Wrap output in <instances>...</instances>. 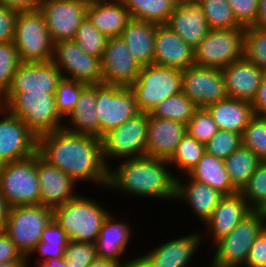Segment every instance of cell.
I'll use <instances>...</instances> for the list:
<instances>
[{
  "instance_id": "obj_1",
  "label": "cell",
  "mask_w": 266,
  "mask_h": 267,
  "mask_svg": "<svg viewBox=\"0 0 266 267\" xmlns=\"http://www.w3.org/2000/svg\"><path fill=\"white\" fill-rule=\"evenodd\" d=\"M37 152L75 182H90L106 191L108 167L102 153L101 138L66 129L56 130L38 138Z\"/></svg>"
},
{
  "instance_id": "obj_2",
  "label": "cell",
  "mask_w": 266,
  "mask_h": 267,
  "mask_svg": "<svg viewBox=\"0 0 266 267\" xmlns=\"http://www.w3.org/2000/svg\"><path fill=\"white\" fill-rule=\"evenodd\" d=\"M118 163L108 168L107 190L125 197L174 201L176 177L168 160L144 156Z\"/></svg>"
},
{
  "instance_id": "obj_3",
  "label": "cell",
  "mask_w": 266,
  "mask_h": 267,
  "mask_svg": "<svg viewBox=\"0 0 266 267\" xmlns=\"http://www.w3.org/2000/svg\"><path fill=\"white\" fill-rule=\"evenodd\" d=\"M79 194L53 209V219L70 241L96 244L102 224L111 213L90 196ZM102 205V206H101Z\"/></svg>"
},
{
  "instance_id": "obj_4",
  "label": "cell",
  "mask_w": 266,
  "mask_h": 267,
  "mask_svg": "<svg viewBox=\"0 0 266 267\" xmlns=\"http://www.w3.org/2000/svg\"><path fill=\"white\" fill-rule=\"evenodd\" d=\"M4 103L37 138L64 127V119L56 109L55 93L6 92Z\"/></svg>"
},
{
  "instance_id": "obj_5",
  "label": "cell",
  "mask_w": 266,
  "mask_h": 267,
  "mask_svg": "<svg viewBox=\"0 0 266 267\" xmlns=\"http://www.w3.org/2000/svg\"><path fill=\"white\" fill-rule=\"evenodd\" d=\"M266 227L265 211H252L211 248V267H243L256 238Z\"/></svg>"
},
{
  "instance_id": "obj_6",
  "label": "cell",
  "mask_w": 266,
  "mask_h": 267,
  "mask_svg": "<svg viewBox=\"0 0 266 267\" xmlns=\"http://www.w3.org/2000/svg\"><path fill=\"white\" fill-rule=\"evenodd\" d=\"M129 88L140 112L149 113L164 99L182 93V71L156 64L144 66Z\"/></svg>"
},
{
  "instance_id": "obj_7",
  "label": "cell",
  "mask_w": 266,
  "mask_h": 267,
  "mask_svg": "<svg viewBox=\"0 0 266 267\" xmlns=\"http://www.w3.org/2000/svg\"><path fill=\"white\" fill-rule=\"evenodd\" d=\"M0 193L10 207L40 205L37 153L0 165Z\"/></svg>"
},
{
  "instance_id": "obj_8",
  "label": "cell",
  "mask_w": 266,
  "mask_h": 267,
  "mask_svg": "<svg viewBox=\"0 0 266 267\" xmlns=\"http://www.w3.org/2000/svg\"><path fill=\"white\" fill-rule=\"evenodd\" d=\"M148 113L140 112L101 137L102 153L109 168L117 160L146 156Z\"/></svg>"
},
{
  "instance_id": "obj_9",
  "label": "cell",
  "mask_w": 266,
  "mask_h": 267,
  "mask_svg": "<svg viewBox=\"0 0 266 267\" xmlns=\"http://www.w3.org/2000/svg\"><path fill=\"white\" fill-rule=\"evenodd\" d=\"M13 42L21 62L52 61L54 43L39 9L18 12Z\"/></svg>"
},
{
  "instance_id": "obj_10",
  "label": "cell",
  "mask_w": 266,
  "mask_h": 267,
  "mask_svg": "<svg viewBox=\"0 0 266 267\" xmlns=\"http://www.w3.org/2000/svg\"><path fill=\"white\" fill-rule=\"evenodd\" d=\"M52 219L53 209L43 205L10 207L4 232L27 258L40 242L42 232Z\"/></svg>"
},
{
  "instance_id": "obj_11",
  "label": "cell",
  "mask_w": 266,
  "mask_h": 267,
  "mask_svg": "<svg viewBox=\"0 0 266 267\" xmlns=\"http://www.w3.org/2000/svg\"><path fill=\"white\" fill-rule=\"evenodd\" d=\"M246 28L210 29L207 36L194 49V65L222 69L244 58Z\"/></svg>"
},
{
  "instance_id": "obj_12",
  "label": "cell",
  "mask_w": 266,
  "mask_h": 267,
  "mask_svg": "<svg viewBox=\"0 0 266 267\" xmlns=\"http://www.w3.org/2000/svg\"><path fill=\"white\" fill-rule=\"evenodd\" d=\"M96 107L100 121V138L140 113L129 87L96 84Z\"/></svg>"
},
{
  "instance_id": "obj_13",
  "label": "cell",
  "mask_w": 266,
  "mask_h": 267,
  "mask_svg": "<svg viewBox=\"0 0 266 267\" xmlns=\"http://www.w3.org/2000/svg\"><path fill=\"white\" fill-rule=\"evenodd\" d=\"M52 62L63 78L87 85L102 83L101 59L86 54L74 40L54 43Z\"/></svg>"
},
{
  "instance_id": "obj_14",
  "label": "cell",
  "mask_w": 266,
  "mask_h": 267,
  "mask_svg": "<svg viewBox=\"0 0 266 267\" xmlns=\"http://www.w3.org/2000/svg\"><path fill=\"white\" fill-rule=\"evenodd\" d=\"M188 233L179 235L178 238L174 236L168 241L166 239L146 253L140 251L137 262L142 267H193L191 263L195 259V253L200 252L203 240L200 229Z\"/></svg>"
},
{
  "instance_id": "obj_15",
  "label": "cell",
  "mask_w": 266,
  "mask_h": 267,
  "mask_svg": "<svg viewBox=\"0 0 266 267\" xmlns=\"http://www.w3.org/2000/svg\"><path fill=\"white\" fill-rule=\"evenodd\" d=\"M38 138L25 123L5 107L0 109V165L37 153Z\"/></svg>"
},
{
  "instance_id": "obj_16",
  "label": "cell",
  "mask_w": 266,
  "mask_h": 267,
  "mask_svg": "<svg viewBox=\"0 0 266 267\" xmlns=\"http://www.w3.org/2000/svg\"><path fill=\"white\" fill-rule=\"evenodd\" d=\"M88 4L79 0H41L39 11L53 43L73 40L81 22L86 17Z\"/></svg>"
},
{
  "instance_id": "obj_17",
  "label": "cell",
  "mask_w": 266,
  "mask_h": 267,
  "mask_svg": "<svg viewBox=\"0 0 266 267\" xmlns=\"http://www.w3.org/2000/svg\"><path fill=\"white\" fill-rule=\"evenodd\" d=\"M182 93L197 108H206L228 97L222 70L196 65L182 71Z\"/></svg>"
},
{
  "instance_id": "obj_18",
  "label": "cell",
  "mask_w": 266,
  "mask_h": 267,
  "mask_svg": "<svg viewBox=\"0 0 266 267\" xmlns=\"http://www.w3.org/2000/svg\"><path fill=\"white\" fill-rule=\"evenodd\" d=\"M101 68L102 83L130 87L136 81L141 66L119 36L108 38L101 58Z\"/></svg>"
},
{
  "instance_id": "obj_19",
  "label": "cell",
  "mask_w": 266,
  "mask_h": 267,
  "mask_svg": "<svg viewBox=\"0 0 266 267\" xmlns=\"http://www.w3.org/2000/svg\"><path fill=\"white\" fill-rule=\"evenodd\" d=\"M115 216L111 212L102 224L96 241L97 257L122 263L126 267H133L138 256L133 254L134 257L129 258L126 251L130 249L128 246H130L131 239L134 236L133 229L135 227L131 226L130 221H121ZM126 257H128V260Z\"/></svg>"
},
{
  "instance_id": "obj_20",
  "label": "cell",
  "mask_w": 266,
  "mask_h": 267,
  "mask_svg": "<svg viewBox=\"0 0 266 267\" xmlns=\"http://www.w3.org/2000/svg\"><path fill=\"white\" fill-rule=\"evenodd\" d=\"M252 211L240 192L224 195L211 217L204 223L206 232L200 230L203 246L204 240L210 239L212 246L217 240L227 236Z\"/></svg>"
},
{
  "instance_id": "obj_21",
  "label": "cell",
  "mask_w": 266,
  "mask_h": 267,
  "mask_svg": "<svg viewBox=\"0 0 266 267\" xmlns=\"http://www.w3.org/2000/svg\"><path fill=\"white\" fill-rule=\"evenodd\" d=\"M37 175L40 187V205L56 208L75 198L77 182L59 168L50 165L37 152Z\"/></svg>"
},
{
  "instance_id": "obj_22",
  "label": "cell",
  "mask_w": 266,
  "mask_h": 267,
  "mask_svg": "<svg viewBox=\"0 0 266 267\" xmlns=\"http://www.w3.org/2000/svg\"><path fill=\"white\" fill-rule=\"evenodd\" d=\"M61 71L52 62H21L6 92L56 93Z\"/></svg>"
},
{
  "instance_id": "obj_23",
  "label": "cell",
  "mask_w": 266,
  "mask_h": 267,
  "mask_svg": "<svg viewBox=\"0 0 266 267\" xmlns=\"http://www.w3.org/2000/svg\"><path fill=\"white\" fill-rule=\"evenodd\" d=\"M223 196L211 186L199 183L187 174L176 177L174 201L184 203L190 208V211L193 209V215L197 217L195 219H198L203 226Z\"/></svg>"
},
{
  "instance_id": "obj_24",
  "label": "cell",
  "mask_w": 266,
  "mask_h": 267,
  "mask_svg": "<svg viewBox=\"0 0 266 267\" xmlns=\"http://www.w3.org/2000/svg\"><path fill=\"white\" fill-rule=\"evenodd\" d=\"M165 25L193 49L200 44L210 30L207 18L198 1L178 3Z\"/></svg>"
},
{
  "instance_id": "obj_25",
  "label": "cell",
  "mask_w": 266,
  "mask_h": 267,
  "mask_svg": "<svg viewBox=\"0 0 266 267\" xmlns=\"http://www.w3.org/2000/svg\"><path fill=\"white\" fill-rule=\"evenodd\" d=\"M154 64L180 71L194 65V49L165 24L155 31Z\"/></svg>"
},
{
  "instance_id": "obj_26",
  "label": "cell",
  "mask_w": 266,
  "mask_h": 267,
  "mask_svg": "<svg viewBox=\"0 0 266 267\" xmlns=\"http://www.w3.org/2000/svg\"><path fill=\"white\" fill-rule=\"evenodd\" d=\"M185 134L186 125L184 123L148 114L146 156L169 160Z\"/></svg>"
},
{
  "instance_id": "obj_27",
  "label": "cell",
  "mask_w": 266,
  "mask_h": 267,
  "mask_svg": "<svg viewBox=\"0 0 266 267\" xmlns=\"http://www.w3.org/2000/svg\"><path fill=\"white\" fill-rule=\"evenodd\" d=\"M221 70L227 96L252 103L256 98L264 72L245 58L236 60Z\"/></svg>"
},
{
  "instance_id": "obj_28",
  "label": "cell",
  "mask_w": 266,
  "mask_h": 267,
  "mask_svg": "<svg viewBox=\"0 0 266 267\" xmlns=\"http://www.w3.org/2000/svg\"><path fill=\"white\" fill-rule=\"evenodd\" d=\"M86 17L107 38L119 37L132 19L122 0L88 4Z\"/></svg>"
},
{
  "instance_id": "obj_29",
  "label": "cell",
  "mask_w": 266,
  "mask_h": 267,
  "mask_svg": "<svg viewBox=\"0 0 266 267\" xmlns=\"http://www.w3.org/2000/svg\"><path fill=\"white\" fill-rule=\"evenodd\" d=\"M156 28L155 23L131 19L122 31L121 38L141 67L154 64Z\"/></svg>"
},
{
  "instance_id": "obj_30",
  "label": "cell",
  "mask_w": 266,
  "mask_h": 267,
  "mask_svg": "<svg viewBox=\"0 0 266 267\" xmlns=\"http://www.w3.org/2000/svg\"><path fill=\"white\" fill-rule=\"evenodd\" d=\"M63 128L73 133L94 135L100 138V121L96 107V85H88L81 92L76 107L64 120Z\"/></svg>"
},
{
  "instance_id": "obj_31",
  "label": "cell",
  "mask_w": 266,
  "mask_h": 267,
  "mask_svg": "<svg viewBox=\"0 0 266 267\" xmlns=\"http://www.w3.org/2000/svg\"><path fill=\"white\" fill-rule=\"evenodd\" d=\"M206 109L219 129L232 131L241 136L254 116L251 102L229 97L209 105Z\"/></svg>"
},
{
  "instance_id": "obj_32",
  "label": "cell",
  "mask_w": 266,
  "mask_h": 267,
  "mask_svg": "<svg viewBox=\"0 0 266 267\" xmlns=\"http://www.w3.org/2000/svg\"><path fill=\"white\" fill-rule=\"evenodd\" d=\"M187 175L199 183L211 186L223 195L238 192L231 184L224 160L208 154L206 151Z\"/></svg>"
},
{
  "instance_id": "obj_33",
  "label": "cell",
  "mask_w": 266,
  "mask_h": 267,
  "mask_svg": "<svg viewBox=\"0 0 266 267\" xmlns=\"http://www.w3.org/2000/svg\"><path fill=\"white\" fill-rule=\"evenodd\" d=\"M260 162L261 160L242 144L224 160L231 184L238 192L249 181Z\"/></svg>"
},
{
  "instance_id": "obj_34",
  "label": "cell",
  "mask_w": 266,
  "mask_h": 267,
  "mask_svg": "<svg viewBox=\"0 0 266 267\" xmlns=\"http://www.w3.org/2000/svg\"><path fill=\"white\" fill-rule=\"evenodd\" d=\"M67 233L60 227L56 220L52 219L42 232L40 242L37 243L31 254L27 257L30 260L33 254L39 259L34 264H42L49 259L64 258L65 248L69 243ZM41 260V261H40Z\"/></svg>"
},
{
  "instance_id": "obj_35",
  "label": "cell",
  "mask_w": 266,
  "mask_h": 267,
  "mask_svg": "<svg viewBox=\"0 0 266 267\" xmlns=\"http://www.w3.org/2000/svg\"><path fill=\"white\" fill-rule=\"evenodd\" d=\"M131 18L152 22L158 25L166 24L175 10L177 0H122Z\"/></svg>"
},
{
  "instance_id": "obj_36",
  "label": "cell",
  "mask_w": 266,
  "mask_h": 267,
  "mask_svg": "<svg viewBox=\"0 0 266 267\" xmlns=\"http://www.w3.org/2000/svg\"><path fill=\"white\" fill-rule=\"evenodd\" d=\"M205 151V144L198 142L194 137L190 136L186 132V134L182 137L181 142L178 144L174 154L168 160V163L172 167L171 170L175 169L174 171H176H173V175L178 177L180 174H188V172L202 158ZM178 172L180 174H178Z\"/></svg>"
},
{
  "instance_id": "obj_37",
  "label": "cell",
  "mask_w": 266,
  "mask_h": 267,
  "mask_svg": "<svg viewBox=\"0 0 266 267\" xmlns=\"http://www.w3.org/2000/svg\"><path fill=\"white\" fill-rule=\"evenodd\" d=\"M196 109L197 106L185 94L179 93L164 99L148 114L187 125Z\"/></svg>"
},
{
  "instance_id": "obj_38",
  "label": "cell",
  "mask_w": 266,
  "mask_h": 267,
  "mask_svg": "<svg viewBox=\"0 0 266 267\" xmlns=\"http://www.w3.org/2000/svg\"><path fill=\"white\" fill-rule=\"evenodd\" d=\"M210 29H235L242 27L235 19L228 0H198Z\"/></svg>"
},
{
  "instance_id": "obj_39",
  "label": "cell",
  "mask_w": 266,
  "mask_h": 267,
  "mask_svg": "<svg viewBox=\"0 0 266 267\" xmlns=\"http://www.w3.org/2000/svg\"><path fill=\"white\" fill-rule=\"evenodd\" d=\"M253 211H266V161H261L240 191Z\"/></svg>"
},
{
  "instance_id": "obj_40",
  "label": "cell",
  "mask_w": 266,
  "mask_h": 267,
  "mask_svg": "<svg viewBox=\"0 0 266 267\" xmlns=\"http://www.w3.org/2000/svg\"><path fill=\"white\" fill-rule=\"evenodd\" d=\"M244 58L266 73V29L255 26L246 27Z\"/></svg>"
},
{
  "instance_id": "obj_41",
  "label": "cell",
  "mask_w": 266,
  "mask_h": 267,
  "mask_svg": "<svg viewBox=\"0 0 266 267\" xmlns=\"http://www.w3.org/2000/svg\"><path fill=\"white\" fill-rule=\"evenodd\" d=\"M73 40L86 54L101 59L108 38L98 31L85 17L78 27Z\"/></svg>"
},
{
  "instance_id": "obj_42",
  "label": "cell",
  "mask_w": 266,
  "mask_h": 267,
  "mask_svg": "<svg viewBox=\"0 0 266 267\" xmlns=\"http://www.w3.org/2000/svg\"><path fill=\"white\" fill-rule=\"evenodd\" d=\"M88 85L79 81L62 78L56 89L55 103L58 114L65 120L76 107L81 92Z\"/></svg>"
},
{
  "instance_id": "obj_43",
  "label": "cell",
  "mask_w": 266,
  "mask_h": 267,
  "mask_svg": "<svg viewBox=\"0 0 266 267\" xmlns=\"http://www.w3.org/2000/svg\"><path fill=\"white\" fill-rule=\"evenodd\" d=\"M241 138L242 145L249 148L261 161H266V117L254 115Z\"/></svg>"
},
{
  "instance_id": "obj_44",
  "label": "cell",
  "mask_w": 266,
  "mask_h": 267,
  "mask_svg": "<svg viewBox=\"0 0 266 267\" xmlns=\"http://www.w3.org/2000/svg\"><path fill=\"white\" fill-rule=\"evenodd\" d=\"M219 130L206 108H197L186 125V132L198 142L206 144Z\"/></svg>"
},
{
  "instance_id": "obj_45",
  "label": "cell",
  "mask_w": 266,
  "mask_h": 267,
  "mask_svg": "<svg viewBox=\"0 0 266 267\" xmlns=\"http://www.w3.org/2000/svg\"><path fill=\"white\" fill-rule=\"evenodd\" d=\"M20 63L14 42L0 43V92L3 95L9 89Z\"/></svg>"
},
{
  "instance_id": "obj_46",
  "label": "cell",
  "mask_w": 266,
  "mask_h": 267,
  "mask_svg": "<svg viewBox=\"0 0 266 267\" xmlns=\"http://www.w3.org/2000/svg\"><path fill=\"white\" fill-rule=\"evenodd\" d=\"M242 144L240 134L232 131L219 129L217 133L205 144L208 154L225 160Z\"/></svg>"
},
{
  "instance_id": "obj_47",
  "label": "cell",
  "mask_w": 266,
  "mask_h": 267,
  "mask_svg": "<svg viewBox=\"0 0 266 267\" xmlns=\"http://www.w3.org/2000/svg\"><path fill=\"white\" fill-rule=\"evenodd\" d=\"M97 257L96 244L69 241L64 260L69 267H89Z\"/></svg>"
},
{
  "instance_id": "obj_48",
  "label": "cell",
  "mask_w": 266,
  "mask_h": 267,
  "mask_svg": "<svg viewBox=\"0 0 266 267\" xmlns=\"http://www.w3.org/2000/svg\"><path fill=\"white\" fill-rule=\"evenodd\" d=\"M236 21L243 27L255 26L259 0H228Z\"/></svg>"
},
{
  "instance_id": "obj_49",
  "label": "cell",
  "mask_w": 266,
  "mask_h": 267,
  "mask_svg": "<svg viewBox=\"0 0 266 267\" xmlns=\"http://www.w3.org/2000/svg\"><path fill=\"white\" fill-rule=\"evenodd\" d=\"M18 12L0 3V43L13 42Z\"/></svg>"
},
{
  "instance_id": "obj_50",
  "label": "cell",
  "mask_w": 266,
  "mask_h": 267,
  "mask_svg": "<svg viewBox=\"0 0 266 267\" xmlns=\"http://www.w3.org/2000/svg\"><path fill=\"white\" fill-rule=\"evenodd\" d=\"M243 267H266V227L256 238Z\"/></svg>"
},
{
  "instance_id": "obj_51",
  "label": "cell",
  "mask_w": 266,
  "mask_h": 267,
  "mask_svg": "<svg viewBox=\"0 0 266 267\" xmlns=\"http://www.w3.org/2000/svg\"><path fill=\"white\" fill-rule=\"evenodd\" d=\"M25 259L5 232H0V264L6 262H24Z\"/></svg>"
},
{
  "instance_id": "obj_52",
  "label": "cell",
  "mask_w": 266,
  "mask_h": 267,
  "mask_svg": "<svg viewBox=\"0 0 266 267\" xmlns=\"http://www.w3.org/2000/svg\"><path fill=\"white\" fill-rule=\"evenodd\" d=\"M254 115L266 117V73L263 74L256 98L252 102Z\"/></svg>"
},
{
  "instance_id": "obj_53",
  "label": "cell",
  "mask_w": 266,
  "mask_h": 267,
  "mask_svg": "<svg viewBox=\"0 0 266 267\" xmlns=\"http://www.w3.org/2000/svg\"><path fill=\"white\" fill-rule=\"evenodd\" d=\"M41 0H0V3L17 12L34 11L39 9Z\"/></svg>"
},
{
  "instance_id": "obj_54",
  "label": "cell",
  "mask_w": 266,
  "mask_h": 267,
  "mask_svg": "<svg viewBox=\"0 0 266 267\" xmlns=\"http://www.w3.org/2000/svg\"><path fill=\"white\" fill-rule=\"evenodd\" d=\"M10 205L0 193V232H4L6 222L8 219Z\"/></svg>"
},
{
  "instance_id": "obj_55",
  "label": "cell",
  "mask_w": 266,
  "mask_h": 267,
  "mask_svg": "<svg viewBox=\"0 0 266 267\" xmlns=\"http://www.w3.org/2000/svg\"><path fill=\"white\" fill-rule=\"evenodd\" d=\"M255 27L266 29V0H259Z\"/></svg>"
},
{
  "instance_id": "obj_56",
  "label": "cell",
  "mask_w": 266,
  "mask_h": 267,
  "mask_svg": "<svg viewBox=\"0 0 266 267\" xmlns=\"http://www.w3.org/2000/svg\"><path fill=\"white\" fill-rule=\"evenodd\" d=\"M89 267H126L122 263L114 262L110 259L96 257Z\"/></svg>"
},
{
  "instance_id": "obj_57",
  "label": "cell",
  "mask_w": 266,
  "mask_h": 267,
  "mask_svg": "<svg viewBox=\"0 0 266 267\" xmlns=\"http://www.w3.org/2000/svg\"><path fill=\"white\" fill-rule=\"evenodd\" d=\"M43 267H69L64 258L49 259L41 264Z\"/></svg>"
},
{
  "instance_id": "obj_58",
  "label": "cell",
  "mask_w": 266,
  "mask_h": 267,
  "mask_svg": "<svg viewBox=\"0 0 266 267\" xmlns=\"http://www.w3.org/2000/svg\"><path fill=\"white\" fill-rule=\"evenodd\" d=\"M24 262H6L0 264V267H22Z\"/></svg>"
},
{
  "instance_id": "obj_59",
  "label": "cell",
  "mask_w": 266,
  "mask_h": 267,
  "mask_svg": "<svg viewBox=\"0 0 266 267\" xmlns=\"http://www.w3.org/2000/svg\"><path fill=\"white\" fill-rule=\"evenodd\" d=\"M29 260H28V258H26L25 260H24V263H23V266L22 267H43L41 264H35L34 266H33V264H31L30 265V261L28 262Z\"/></svg>"
},
{
  "instance_id": "obj_60",
  "label": "cell",
  "mask_w": 266,
  "mask_h": 267,
  "mask_svg": "<svg viewBox=\"0 0 266 267\" xmlns=\"http://www.w3.org/2000/svg\"><path fill=\"white\" fill-rule=\"evenodd\" d=\"M82 1L86 4H91V3H95V2H100V1H110V0H79Z\"/></svg>"
},
{
  "instance_id": "obj_61",
  "label": "cell",
  "mask_w": 266,
  "mask_h": 267,
  "mask_svg": "<svg viewBox=\"0 0 266 267\" xmlns=\"http://www.w3.org/2000/svg\"><path fill=\"white\" fill-rule=\"evenodd\" d=\"M4 95L0 92V109L4 108Z\"/></svg>"
},
{
  "instance_id": "obj_62",
  "label": "cell",
  "mask_w": 266,
  "mask_h": 267,
  "mask_svg": "<svg viewBox=\"0 0 266 267\" xmlns=\"http://www.w3.org/2000/svg\"><path fill=\"white\" fill-rule=\"evenodd\" d=\"M133 267H142V266L136 261Z\"/></svg>"
},
{
  "instance_id": "obj_63",
  "label": "cell",
  "mask_w": 266,
  "mask_h": 267,
  "mask_svg": "<svg viewBox=\"0 0 266 267\" xmlns=\"http://www.w3.org/2000/svg\"><path fill=\"white\" fill-rule=\"evenodd\" d=\"M178 1V3H180V2H185V1H198V0H177Z\"/></svg>"
}]
</instances>
